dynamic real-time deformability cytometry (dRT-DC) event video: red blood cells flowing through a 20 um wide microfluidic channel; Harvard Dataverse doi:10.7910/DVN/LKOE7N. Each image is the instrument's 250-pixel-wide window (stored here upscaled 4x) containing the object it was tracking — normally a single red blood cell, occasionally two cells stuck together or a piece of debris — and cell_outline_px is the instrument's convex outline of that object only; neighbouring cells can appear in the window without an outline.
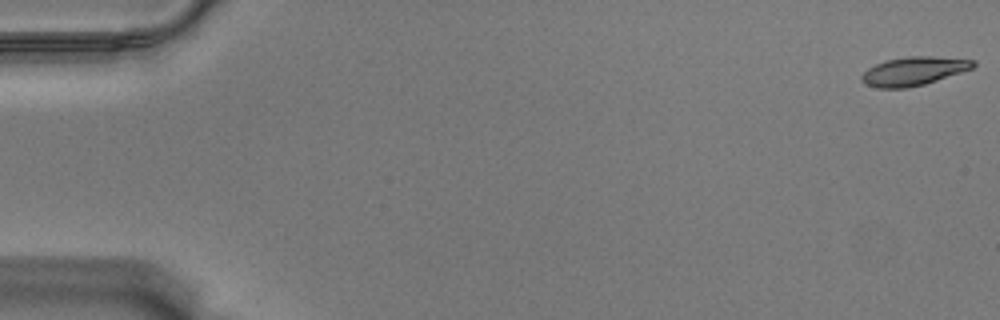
{"species": "Egyptian fruit bat (a non-hibernating species)", "species_latin": "Rousettus aegyptiacus", "temperature_condition": "warm", "stored_images_in_passage": 58, "camera_frame_rate_fps": 3000, "um_per_image_px": 0.085, "animal": {"sex": "male"}, "frame": {"image": 1, "passage_image": 1, "time_ms": 0.0, "image_size_px": [1000, 320], "cell_outline_px": [[976, 64], [972, 68], [924, 84], [908, 88], [876, 88], [860, 80], [860, 76], [868, 68], [876, 64], [888, 60], [908, 56], [932, 56], [976, 60]], "centroid_in_image_um": [77.65, 6.04], "position_along_channel_um": 7.4, "area_um2": 18.38}}
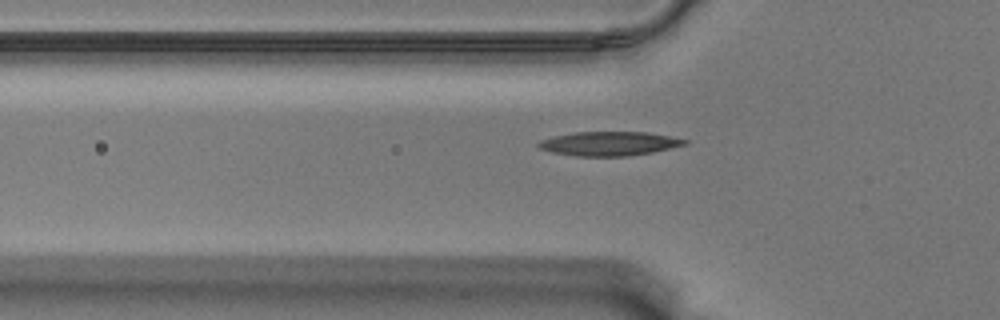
{"frame": {"image": 2, "passage_image": 20, "time_ms": 6.333, "image_size_px": [1000, 320], "cell_outline_px": [[688, 144], [652, 152], [628, 156], [576, 156], [552, 152], [540, 148], [536, 144], [540, 140], [556, 136], [576, 132], [648, 132], [688, 140]], "centroid_in_image_um": [51.79, 12.21], "position_along_channel_um": 74.0, "area_um2": 20.35}}
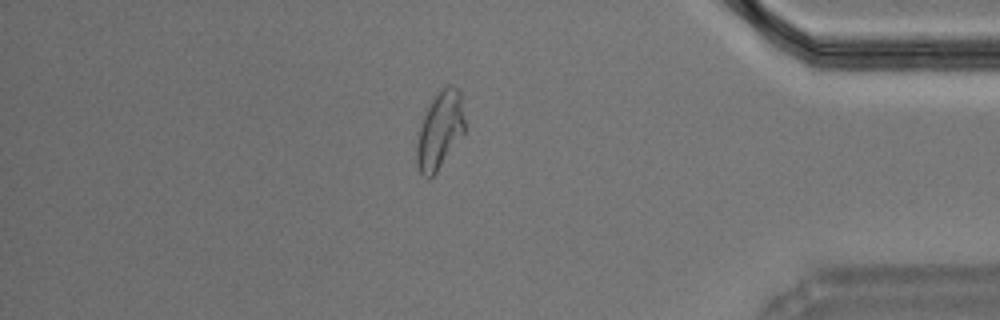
{"frame": {"image": 3, "passage_image": 50, "time_ms": 16.333, "image_size_px": [1000, 320], "cell_outline_px": [[464, 132], [436, 172], [428, 180], [420, 172], [416, 164], [416, 144], [420, 128], [424, 116], [436, 92], [448, 84], [452, 84], [460, 92], [464, 120]], "centroid_in_image_um": [37.37, 11.07], "position_along_channel_um": 397.8, "area_um2": 21.27}, "authors_computed_cell_mechanics": {"area_um2": 19.5075, "velocity_mm_per_s": 3.522, "shape_relaxation_time_tau1_ms": 6.4285, "shape_relaxation_time_tau2_ms": 2.3047, "deformation_change_tau1": 0.208, "deformation_change_tau2": 0.0867}}